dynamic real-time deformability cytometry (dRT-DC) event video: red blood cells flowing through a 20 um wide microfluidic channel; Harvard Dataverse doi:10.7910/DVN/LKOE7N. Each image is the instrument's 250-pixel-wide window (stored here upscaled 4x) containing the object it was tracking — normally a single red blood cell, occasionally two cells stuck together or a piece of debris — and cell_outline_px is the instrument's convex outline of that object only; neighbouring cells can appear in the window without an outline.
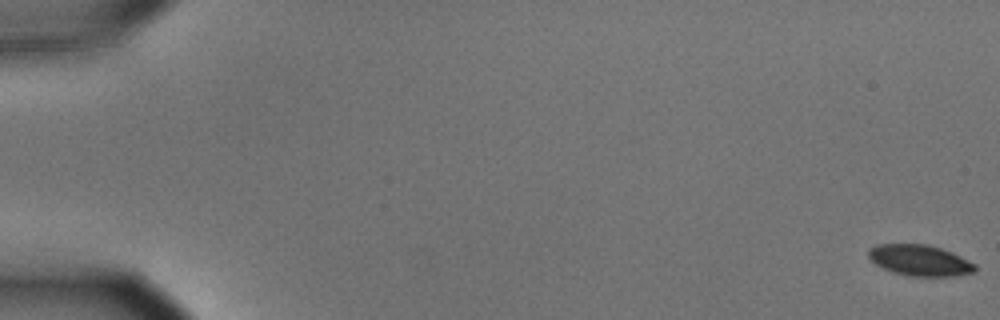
{"species": "common noctule bat (a hibernating species)", "species_latin": "Nyctalus noctula", "temperature_condition": "cold", "stored_images_in_passage": 57, "camera_frame_rate_fps": 3000, "um_per_image_px": 0.085, "animal": {"sex": "male", "body_mass_g": 15.6}, "frame": {"image": 1, "passage_image": 1, "time_ms": 0.0, "image_size_px": [1000, 320], "cell_outline_px": [[976, 272], [952, 276], [912, 276], [892, 272], [876, 264], [868, 256], [868, 248], [876, 244], [928, 244], [952, 252], [976, 264]], "centroid_in_image_um": [78.19, 22.12], "position_along_channel_um": 6.8, "area_um2": 19.25}}
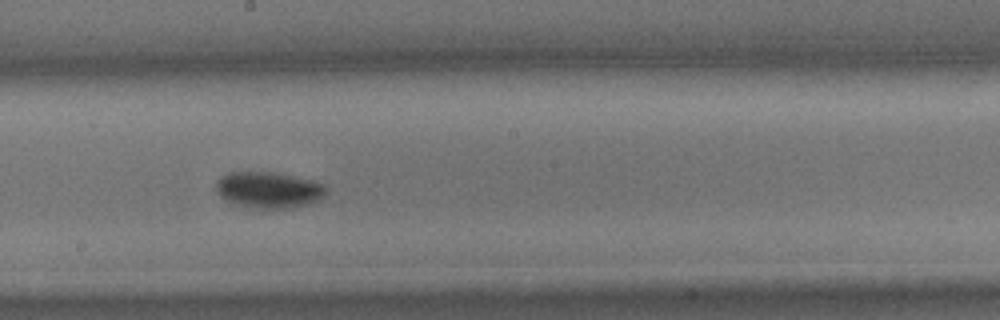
{"frame": {"image": 2, "passage_image": 33, "time_ms": 10.667, "image_size_px": [1000, 320], "cell_outline_px": [[328, 188], [324, 196], [308, 204], [292, 208], [248, 208], [228, 200], [220, 196], [216, 192], [216, 180], [220, 176], [228, 172], [272, 172], [312, 180], [324, 184]], "centroid_in_image_um": [22.83, 16.14], "position_along_channel_um": 225.4, "area_um2": 23.24}}
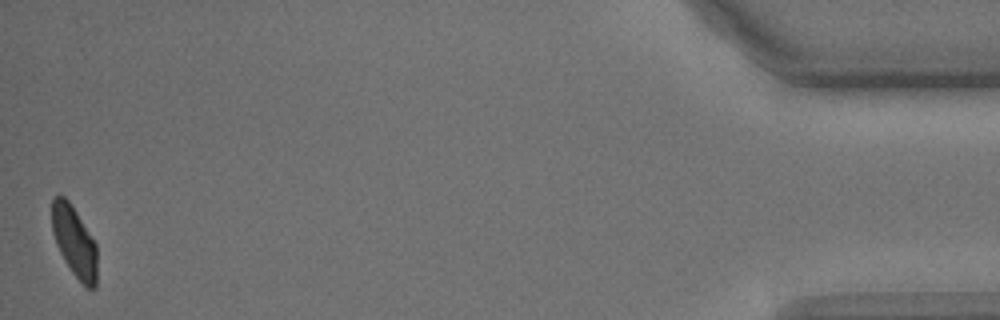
{"frame": {"image": 3, "passage_image": 57, "time_ms": 18.667, "image_size_px": [1000, 320], "cell_outline_px": [[96, 288], [88, 288], [72, 272], [64, 260], [56, 244], [52, 232], [52, 200], [56, 196], [64, 196], [68, 200], [76, 212], [96, 244]], "centroid_in_image_um": [6.3, 20.53], "position_along_channel_um": 428.9, "area_um2": 18.21}, "authors_computed_cell_mechanics": {"area_um2": 20.7502, "velocity_mm_per_s": 3.5938, "shape_relaxation_time_tau1_ms": 3.3049, "shape_relaxation_time_tau2_ms": null, "deformation_change_tau1": 0.1134, "deformation_change_tau2": null}}